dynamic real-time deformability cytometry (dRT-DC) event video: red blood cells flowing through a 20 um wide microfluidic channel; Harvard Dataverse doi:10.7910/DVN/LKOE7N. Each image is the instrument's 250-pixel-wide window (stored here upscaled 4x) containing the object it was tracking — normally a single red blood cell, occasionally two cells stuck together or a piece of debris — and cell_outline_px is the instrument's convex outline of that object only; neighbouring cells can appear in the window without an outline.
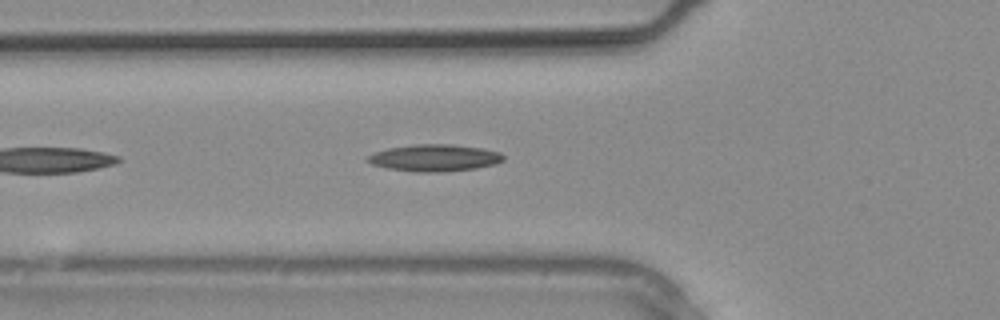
{"species": "common noctule bat (a hibernating species)", "species_latin": "Nyctalus noctula", "temperature_condition": "warm", "stored_images_in_passage": 21, "camera_frame_rate_fps": 3000, "um_per_image_px": 0.085, "animal": {"sex": "male", "body_mass_g": 20.4}, "frame": {"image": 1, "passage_image": 4, "time_ms": 1.0, "image_size_px": [1000, 320], "cell_outline_px": [[504, 160], [496, 164], [476, 168], [440, 172], [416, 172], [388, 168], [372, 164], [364, 160], [368, 156], [376, 152], [388, 148], [412, 144], [452, 144], [480, 148], [500, 152], [504, 156]], "centroid_in_image_um": [36.94, 13.41], "position_along_channel_um": 88.9, "area_um2": 21.27}}